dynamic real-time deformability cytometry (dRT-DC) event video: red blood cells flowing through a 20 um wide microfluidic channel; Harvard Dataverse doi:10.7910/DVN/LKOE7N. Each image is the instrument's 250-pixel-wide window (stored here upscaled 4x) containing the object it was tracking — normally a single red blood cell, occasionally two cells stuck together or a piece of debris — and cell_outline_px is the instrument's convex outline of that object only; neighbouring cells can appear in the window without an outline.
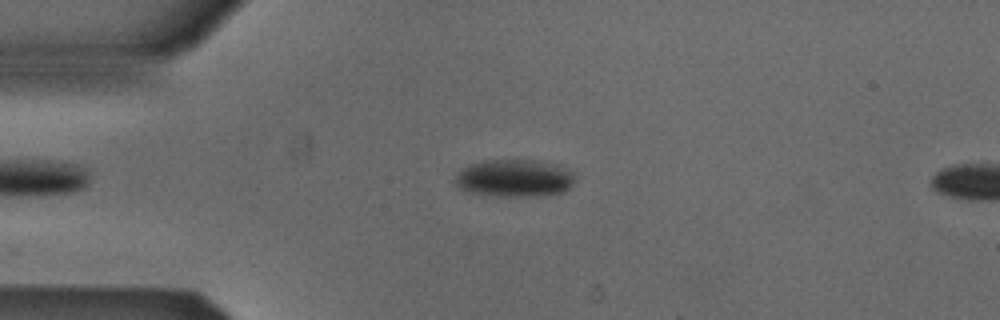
{"species": "Egyptian fruit bat (a non-hibernating species)", "species_latin": "Rousettus aegyptiacus", "temperature_condition": "cold", "stored_images_in_passage": 6, "camera_frame_rate_fps": 3000, "um_per_image_px": 0.085, "animal": {"sex": "male"}, "frame": {"image": 1, "passage_image": 3, "time_ms": 0.667, "image_size_px": [1000, 320], "cell_outline_px": [[572, 184], [564, 192], [524, 196], [496, 196], [468, 192], [460, 188], [456, 184], [456, 176], [460, 168], [468, 164], [484, 160], [532, 160], [556, 164], [572, 172]], "centroid_in_image_um": [43.65, 15.13], "position_along_channel_um": 41.3, "area_um2": 25.89}}